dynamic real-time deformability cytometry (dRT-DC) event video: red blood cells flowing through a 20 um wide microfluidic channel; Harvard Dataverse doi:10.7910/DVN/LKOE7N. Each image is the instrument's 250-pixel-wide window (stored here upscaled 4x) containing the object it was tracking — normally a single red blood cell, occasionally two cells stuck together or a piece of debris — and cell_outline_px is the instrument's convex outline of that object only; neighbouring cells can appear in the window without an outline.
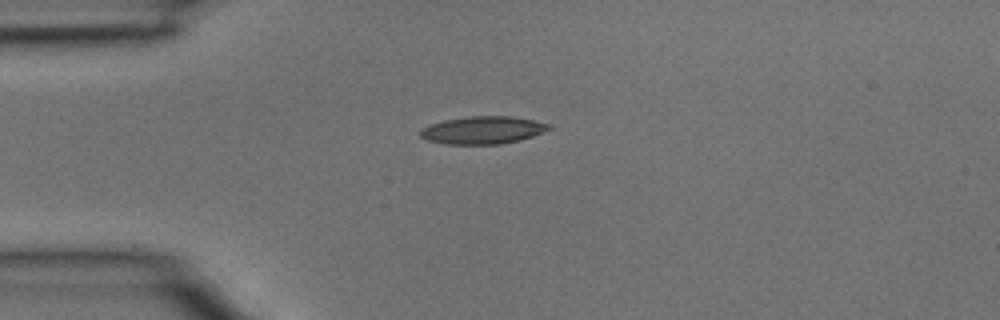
{"species": "common noctule bat (a hibernating species)", "species_latin": "Nyctalus noctula", "temperature_condition": "room temperature", "stored_images_in_passage": 2, "camera_frame_rate_fps": 3000, "um_per_image_px": 0.085, "animal": {"sex": "male", "body_mass_g": 15.6}, "frame": {"image": 1, "passage_image": 1, "time_ms": 0.0, "image_size_px": [1000, 320], "cell_outline_px": [[552, 128], [544, 132], [520, 140], [500, 144], [448, 144], [428, 140], [420, 136], [420, 132], [424, 128], [432, 124], [444, 120], [472, 116], [508, 116], [532, 120], [552, 124]], "centroid_in_image_um": [41.09, 11.06], "position_along_channel_um": 43.9, "area_um2": 20.46}}
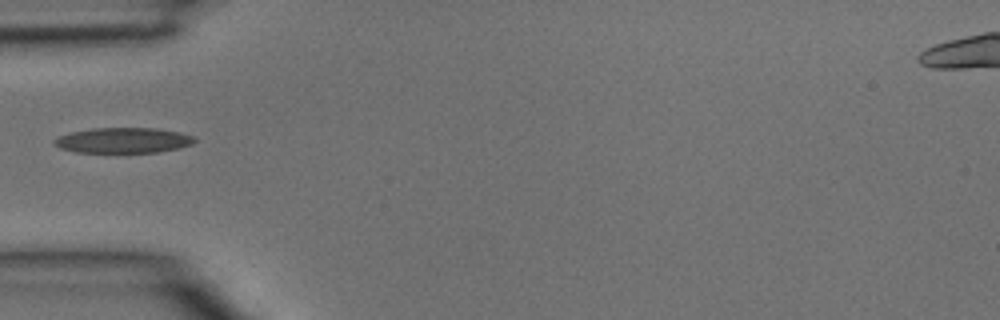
{"frame": {"image": 2, "passage_image": 2, "time_ms": 0.333, "image_size_px": [1000, 320], "cell_outline_px": [[196, 140], [192, 144], [180, 148], [156, 152], [76, 152], [60, 148], [52, 144], [52, 140], [60, 136], [72, 132], [92, 128], [156, 128], [180, 132], [196, 136]], "centroid_in_image_um": [10.5, 11.92], "position_along_channel_um": 74.5, "area_um2": 20.81}}